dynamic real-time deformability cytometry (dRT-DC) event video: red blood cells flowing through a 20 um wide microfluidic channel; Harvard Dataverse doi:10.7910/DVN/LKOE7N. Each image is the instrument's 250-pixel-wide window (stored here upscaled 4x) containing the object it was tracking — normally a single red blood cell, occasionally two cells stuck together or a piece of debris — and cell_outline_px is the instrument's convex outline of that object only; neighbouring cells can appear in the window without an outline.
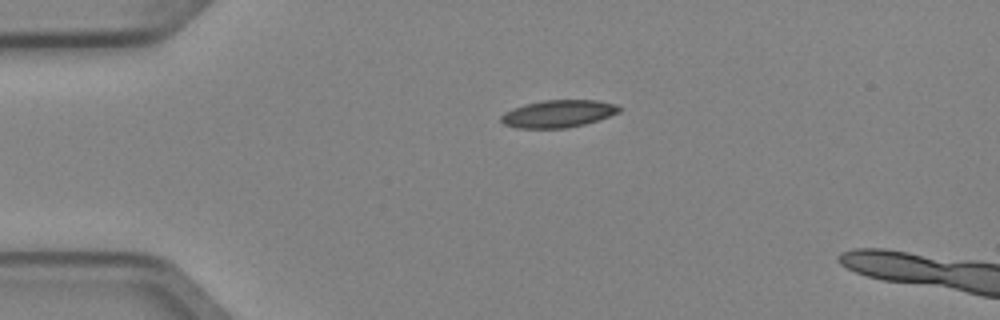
{"species": "Egyptian fruit bat (a non-hibernating species)", "species_latin": "Rousettus aegyptiacus", "temperature_condition": "cold", "stored_images_in_passage": 3, "camera_frame_rate_fps": 3000, "um_per_image_px": 0.085, "animal": {"sex": "female"}, "frame": {"image": 1, "passage_image": 1, "time_ms": 0.0, "image_size_px": [1000, 320], "cell_outline_px": [[620, 112], [584, 124], [564, 128], [520, 128], [504, 124], [500, 120], [500, 116], [504, 112], [524, 104], [544, 100], [596, 100], [616, 104], [620, 108]], "centroid_in_image_um": [47.42, 9.66], "position_along_channel_um": 37.6, "area_um2": 18.67}}